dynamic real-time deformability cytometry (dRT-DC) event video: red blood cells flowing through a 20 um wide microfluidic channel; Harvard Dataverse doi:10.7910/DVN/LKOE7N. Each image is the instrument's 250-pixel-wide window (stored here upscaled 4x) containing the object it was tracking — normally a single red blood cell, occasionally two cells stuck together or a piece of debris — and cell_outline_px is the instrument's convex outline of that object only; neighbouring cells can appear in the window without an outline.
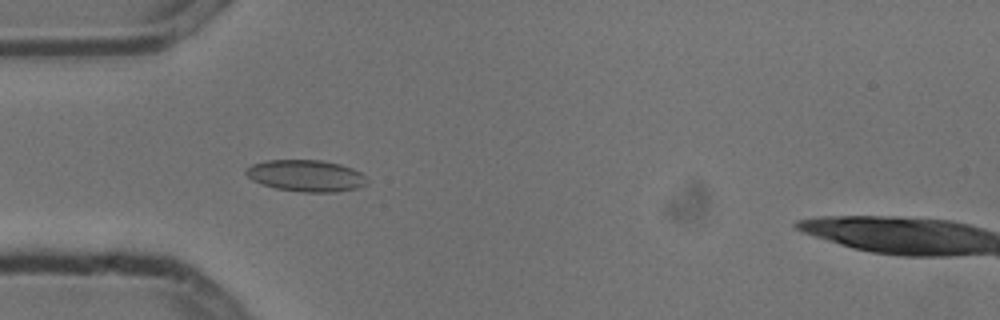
{"species": "common noctule bat (a hibernating species)", "species_latin": "Nyctalus noctula", "temperature_condition": "cold", "stored_images_in_passage": 3, "camera_frame_rate_fps": 3000, "um_per_image_px": 0.085, "animal": {"sex": "male", "body_mass_g": 13.3}, "frame": {"image": 1, "passage_image": 3, "time_ms": 0.667, "image_size_px": [1000, 320], "cell_outline_px": [[368, 184], [356, 188], [336, 192], [300, 192], [276, 188], [260, 184], [252, 180], [244, 172], [252, 164], [268, 160], [320, 160], [340, 164], [352, 168], [360, 172], [368, 180]], "centroid_in_image_um": [26.02, 14.94], "position_along_channel_um": 59.0, "area_um2": 22.31}}